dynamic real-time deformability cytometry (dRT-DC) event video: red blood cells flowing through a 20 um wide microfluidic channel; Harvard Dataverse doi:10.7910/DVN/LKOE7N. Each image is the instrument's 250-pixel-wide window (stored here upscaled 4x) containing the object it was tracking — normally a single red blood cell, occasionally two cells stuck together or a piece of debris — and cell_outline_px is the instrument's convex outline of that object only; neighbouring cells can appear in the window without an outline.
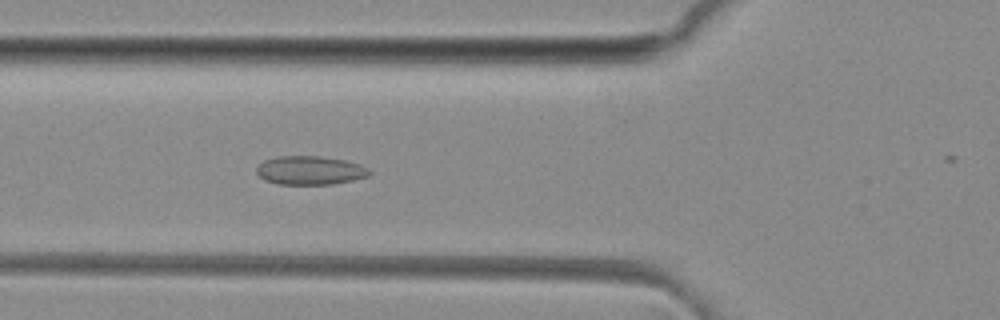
{"species": "common noctule bat (a hibernating species)", "species_latin": "Nyctalus noctula", "temperature_condition": "room temperature", "stored_images_in_passage": 26, "camera_frame_rate_fps": 3000, "um_per_image_px": 0.085, "animal": {"sex": "female", "body_mass_g": 29.2, "forearm_length_mm": 56.3}, "frame": {"image": 1, "passage_image": 9, "time_ms": 2.667, "image_size_px": [1000, 320], "cell_outline_px": [[372, 172], [368, 176], [352, 180], [332, 184], [276, 184], [264, 180], [256, 172], [256, 168], [264, 160], [276, 156], [320, 156], [344, 160], [360, 164], [368, 168]], "centroid_in_image_um": [26.34, 14.48], "position_along_channel_um": 99.5, "area_um2": 18.9}}
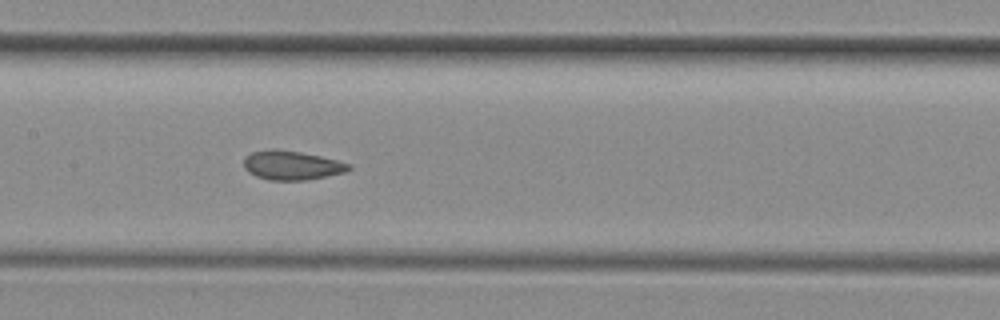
{"frame": {"image": 2, "passage_image": 15, "time_ms": 4.667, "image_size_px": [1000, 320], "cell_outline_px": [[352, 168], [344, 172], [308, 180], [268, 180], [256, 176], [248, 172], [244, 168], [244, 156], [252, 152], [300, 152], [320, 156], [352, 164]], "centroid_in_image_um": [24.83, 14.1], "position_along_channel_um": 182.6, "area_um2": 17.17}}
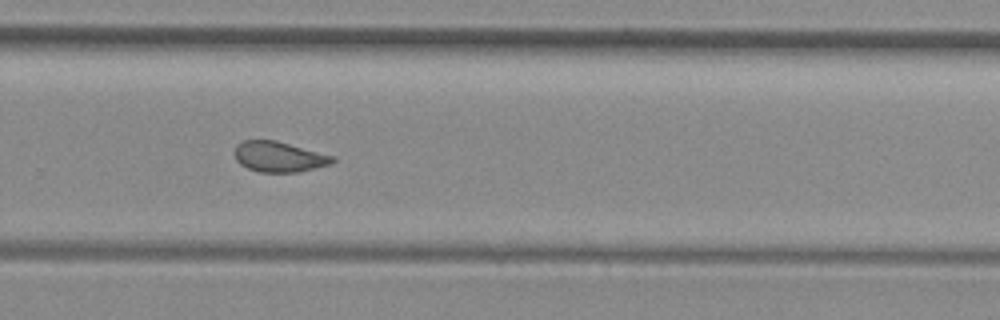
{"frame": {"image": 3, "passage_image": 24, "time_ms": 7.667, "image_size_px": [1000, 320], "cell_outline_px": [[336, 160], [332, 164], [296, 172], [260, 172], [248, 168], [240, 164], [236, 160], [232, 152], [236, 144], [244, 140], [276, 140], [336, 156]], "centroid_in_image_um": [23.71, 13.31], "position_along_channel_um": 306.1, "area_um2": 17.63}}